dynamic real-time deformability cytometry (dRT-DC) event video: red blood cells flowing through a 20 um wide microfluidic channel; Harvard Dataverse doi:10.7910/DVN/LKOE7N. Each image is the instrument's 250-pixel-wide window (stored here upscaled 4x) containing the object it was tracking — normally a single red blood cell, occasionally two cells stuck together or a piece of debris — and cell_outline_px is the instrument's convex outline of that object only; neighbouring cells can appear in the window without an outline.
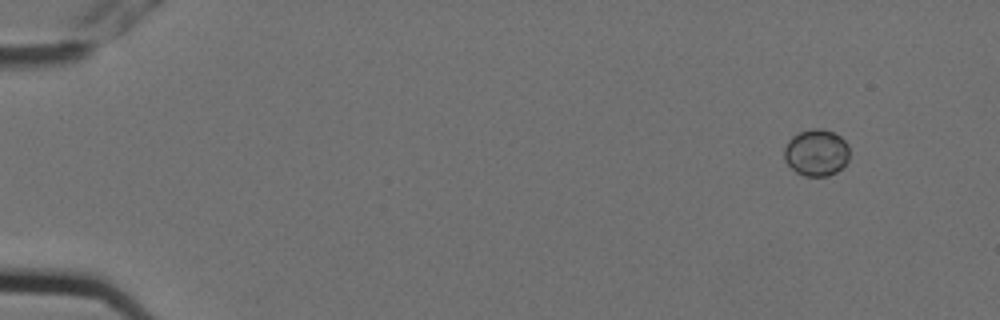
{"species": "Egyptian fruit bat (a non-hibernating species)", "species_latin": "Rousettus aegyptiacus", "temperature_condition": "cold", "stored_images_in_passage": 5, "camera_frame_rate_fps": 3000, "um_per_image_px": 0.085, "animal": {"sex": "female"}, "frame": {"image": 1, "passage_image": 1, "time_ms": 0.0, "image_size_px": [1000, 320], "cell_outline_px": [[848, 160], [836, 172], [828, 176], [804, 176], [796, 172], [784, 160], [784, 148], [788, 140], [792, 136], [800, 132], [812, 128], [820, 128], [832, 132], [840, 136], [848, 144]], "centroid_in_image_um": [69.37, 12.97], "position_along_channel_um": 15.6, "area_um2": 17.74}}